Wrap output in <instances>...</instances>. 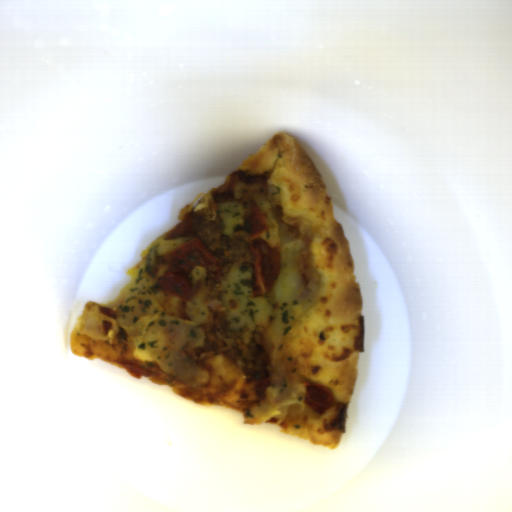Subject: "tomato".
Returning <instances> with one entry per match:
<instances>
[{
    "mask_svg": "<svg viewBox=\"0 0 512 512\" xmlns=\"http://www.w3.org/2000/svg\"><path fill=\"white\" fill-rule=\"evenodd\" d=\"M197 216L199 215L195 211L186 215L181 222L173 227L165 236L166 240L194 234V221Z\"/></svg>",
    "mask_w": 512,
    "mask_h": 512,
    "instance_id": "269afe34",
    "label": "tomato"
},
{
    "mask_svg": "<svg viewBox=\"0 0 512 512\" xmlns=\"http://www.w3.org/2000/svg\"><path fill=\"white\" fill-rule=\"evenodd\" d=\"M100 312L103 313L108 318L117 319L113 307L101 306L99 307Z\"/></svg>",
    "mask_w": 512,
    "mask_h": 512,
    "instance_id": "978c3c59",
    "label": "tomato"
},
{
    "mask_svg": "<svg viewBox=\"0 0 512 512\" xmlns=\"http://www.w3.org/2000/svg\"><path fill=\"white\" fill-rule=\"evenodd\" d=\"M304 385L306 387V393L303 401L306 407L322 416L333 409L330 418L324 420L323 429L327 431L340 430L343 434H346L348 418L347 403L337 401L331 388L307 381Z\"/></svg>",
    "mask_w": 512,
    "mask_h": 512,
    "instance_id": "590e3db6",
    "label": "tomato"
},
{
    "mask_svg": "<svg viewBox=\"0 0 512 512\" xmlns=\"http://www.w3.org/2000/svg\"><path fill=\"white\" fill-rule=\"evenodd\" d=\"M168 271L159 278L158 285L165 294L188 302L192 290L191 272L196 266L206 269L213 282L219 278L220 266L209 248L198 237L174 249Z\"/></svg>",
    "mask_w": 512,
    "mask_h": 512,
    "instance_id": "512abeb7",
    "label": "tomato"
},
{
    "mask_svg": "<svg viewBox=\"0 0 512 512\" xmlns=\"http://www.w3.org/2000/svg\"><path fill=\"white\" fill-rule=\"evenodd\" d=\"M121 368H125L127 373L134 377L135 379H141V377H151L153 374V371L142 367L136 363L128 362V361H121L118 364Z\"/></svg>",
    "mask_w": 512,
    "mask_h": 512,
    "instance_id": "8d92a7de",
    "label": "tomato"
},
{
    "mask_svg": "<svg viewBox=\"0 0 512 512\" xmlns=\"http://www.w3.org/2000/svg\"><path fill=\"white\" fill-rule=\"evenodd\" d=\"M247 227L253 256L251 297L258 298L275 287L281 275L282 257L279 250L263 240L269 225L258 207L253 208Z\"/></svg>",
    "mask_w": 512,
    "mask_h": 512,
    "instance_id": "da07e99c",
    "label": "tomato"
}]
</instances>
